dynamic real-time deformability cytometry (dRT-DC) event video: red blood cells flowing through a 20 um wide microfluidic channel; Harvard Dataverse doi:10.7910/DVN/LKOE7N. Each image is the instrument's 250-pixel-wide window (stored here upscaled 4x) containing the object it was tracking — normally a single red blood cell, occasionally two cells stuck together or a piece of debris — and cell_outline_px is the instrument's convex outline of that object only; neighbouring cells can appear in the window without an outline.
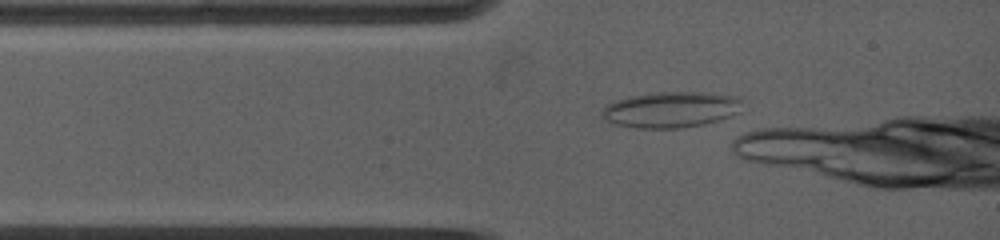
{"species": "common noctule bat (a hibernating species)", "species_latin": "Nyctalus noctula", "temperature_condition": "warm", "stored_images_in_passage": 10, "camera_frame_rate_fps": 5000, "um_per_image_px": 0.085, "animal": {"sex": "female", "body_mass_g": 19.0, "forearm_length_mm": 53.3}, "frame": {"image": 1, "passage_image": 7, "time_ms": 1.4, "image_size_px": [1000, 240], "cell_outline_px": [[740, 112], [732, 116], [704, 124], [684, 128], [636, 128], [616, 124], [604, 120], [600, 116], [600, 112], [608, 104], [616, 100], [628, 96], [660, 92], [712, 92], [740, 96]], "centroid_in_image_um": [57.04, 9.31], "position_along_channel_um": 28.0, "area_um2": 29.71}}